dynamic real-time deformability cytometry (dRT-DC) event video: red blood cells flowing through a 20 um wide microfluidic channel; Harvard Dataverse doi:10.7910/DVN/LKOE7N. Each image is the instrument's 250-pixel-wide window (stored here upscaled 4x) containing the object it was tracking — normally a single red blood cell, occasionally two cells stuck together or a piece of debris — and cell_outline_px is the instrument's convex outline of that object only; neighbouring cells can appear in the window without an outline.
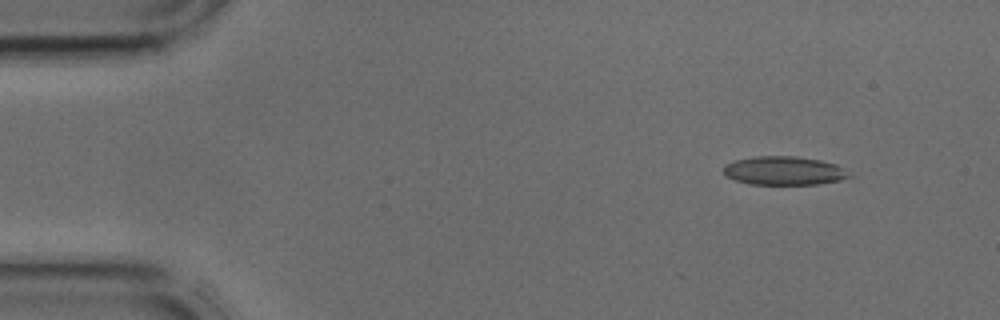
{"species": "common noctule bat (a hibernating species)", "species_latin": "Nyctalus noctula", "temperature_condition": "cold", "stored_images_in_passage": 20, "camera_frame_rate_fps": 3000, "um_per_image_px": 0.085, "animal": {"sex": "male", "body_mass_g": 17.9, "forearm_length_mm": 54.2}, "frame": {"image": 1, "passage_image": 2, "time_ms": 0.333, "image_size_px": [1000, 320], "cell_outline_px": [[852, 176], [840, 180], [816, 184], [748, 184], [724, 176], [724, 164], [736, 160], [756, 156], [796, 156], [820, 160], [836, 164]], "centroid_in_image_um": [66.6, 14.51], "position_along_channel_um": 18.4, "area_um2": 20.87}}
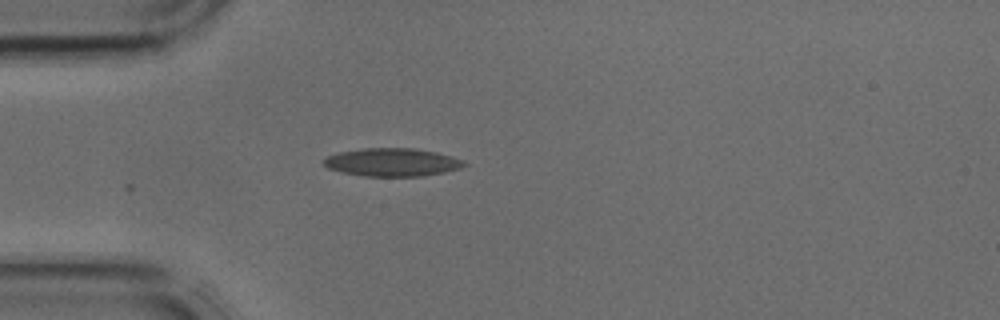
{"frame": {"image": 2, "passage_image": 9, "time_ms": 2.667, "image_size_px": [1000, 320], "cell_outline_px": [[468, 164], [460, 168], [444, 172], [424, 176], [364, 176], [340, 172], [328, 168], [324, 164], [324, 156], [340, 152], [364, 148], [416, 148], [436, 152], [452, 156], [464, 160]], "centroid_in_image_um": [33.34, 13.79], "position_along_channel_um": 51.7, "area_um2": 23.12}}